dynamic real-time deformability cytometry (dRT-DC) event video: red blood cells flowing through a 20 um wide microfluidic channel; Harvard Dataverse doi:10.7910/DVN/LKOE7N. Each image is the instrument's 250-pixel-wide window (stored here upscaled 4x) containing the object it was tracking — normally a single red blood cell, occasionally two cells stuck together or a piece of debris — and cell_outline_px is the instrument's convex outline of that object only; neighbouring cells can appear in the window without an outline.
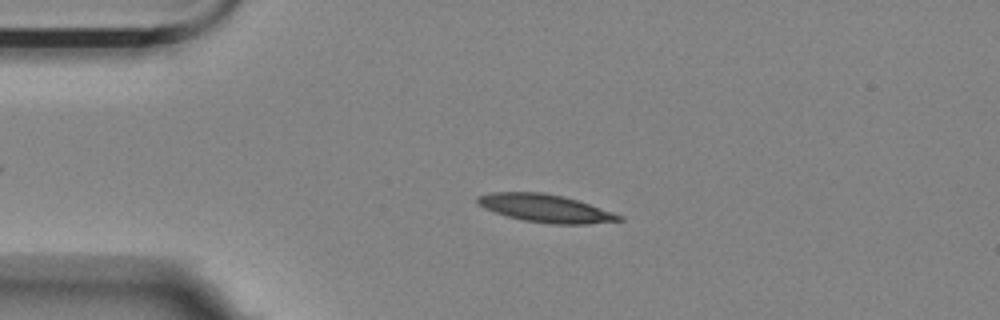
{"species": "Egyptian fruit bat (a non-hibernating species)", "species_latin": "Rousettus aegyptiacus", "temperature_condition": "room temperature", "stored_images_in_passage": 2, "camera_frame_rate_fps": 3000, "um_per_image_px": 0.085, "animal": {"sex": "female"}, "frame": {"image": 1, "passage_image": 2, "time_ms": 0.333, "image_size_px": [1000, 320], "cell_outline_px": [[624, 220], [588, 224], [552, 224], [524, 220], [508, 216], [484, 208], [476, 200], [476, 196], [488, 192], [544, 192], [564, 196], [624, 216]], "centroid_in_image_um": [46.36, 17.7], "position_along_channel_um": 38.6, "area_um2": 22.83}}